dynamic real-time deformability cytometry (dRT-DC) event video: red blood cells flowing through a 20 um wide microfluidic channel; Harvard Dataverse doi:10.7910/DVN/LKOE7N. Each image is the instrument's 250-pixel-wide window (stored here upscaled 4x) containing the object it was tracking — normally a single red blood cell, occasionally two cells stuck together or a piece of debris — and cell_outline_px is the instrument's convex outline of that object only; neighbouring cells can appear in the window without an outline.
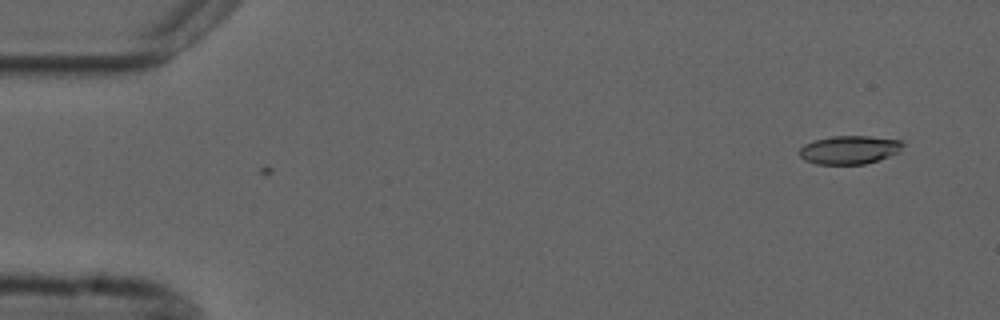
{"species": "common noctule bat (a hibernating species)", "species_latin": "Nyctalus noctula", "temperature_condition": "cold", "stored_images_in_passage": 3, "camera_frame_rate_fps": 3000, "um_per_image_px": 0.085, "animal": {"sex": "male", "forearm_length_mm": 52.5}, "frame": {"image": 1, "passage_image": 3, "time_ms": 0.667, "image_size_px": [1000, 320], "cell_outline_px": [[904, 144], [900, 152], [864, 164], [816, 164], [804, 160], [800, 156], [800, 148], [804, 144], [816, 140], [832, 136], [868, 136], [900, 140]], "centroid_in_image_um": [72.19, 12.73], "position_along_channel_um": 12.8, "area_um2": 16.99}}